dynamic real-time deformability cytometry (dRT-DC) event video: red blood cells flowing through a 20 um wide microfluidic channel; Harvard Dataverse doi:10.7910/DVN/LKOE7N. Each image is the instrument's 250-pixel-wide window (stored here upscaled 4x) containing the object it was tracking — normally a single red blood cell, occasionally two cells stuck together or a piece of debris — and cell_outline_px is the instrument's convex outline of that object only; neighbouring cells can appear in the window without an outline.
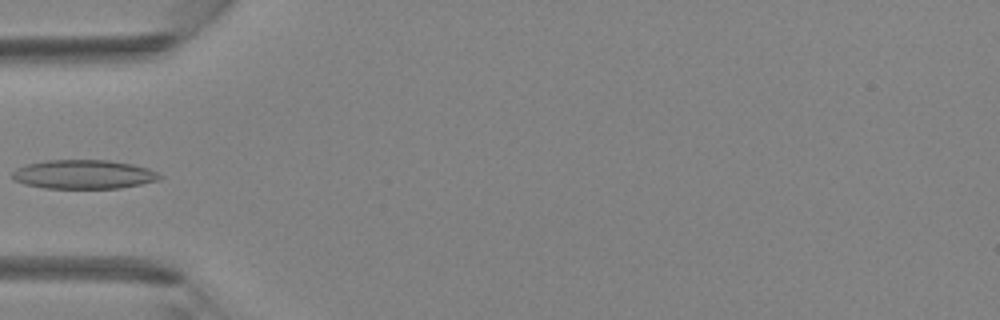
{"species": "Egyptian fruit bat (a non-hibernating species)", "species_latin": "Rousettus aegyptiacus", "temperature_condition": "room temperature", "stored_images_in_passage": 5, "camera_frame_rate_fps": 3000, "um_per_image_px": 0.085, "animal": {"sex": "female"}, "frame": {"image": 1, "passage_image": 5, "time_ms": 1.333, "image_size_px": [1000, 320], "cell_outline_px": [[164, 176], [160, 180], [120, 188], [44, 188], [24, 184], [12, 180], [12, 172], [16, 168], [24, 164], [44, 160], [108, 160], [132, 164], [148, 168]], "centroid_in_image_um": [7.08, 14.82], "position_along_channel_um": 77.9, "area_um2": 25.14}}